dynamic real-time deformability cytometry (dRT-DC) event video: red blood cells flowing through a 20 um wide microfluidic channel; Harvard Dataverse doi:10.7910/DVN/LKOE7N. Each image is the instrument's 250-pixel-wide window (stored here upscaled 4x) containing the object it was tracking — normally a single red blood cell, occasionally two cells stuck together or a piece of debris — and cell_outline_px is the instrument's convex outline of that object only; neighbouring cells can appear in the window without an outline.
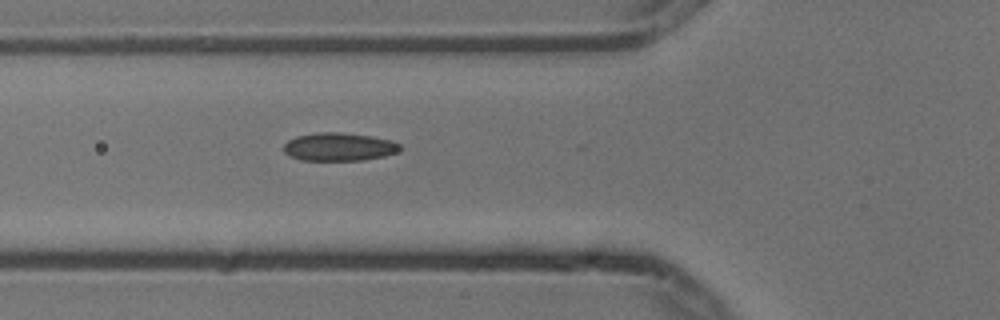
{"species": "common noctule bat (a hibernating species)", "species_latin": "Nyctalus noctula", "temperature_condition": "cold", "stored_images_in_passage": 4, "camera_frame_rate_fps": 3000, "um_per_image_px": 0.085, "animal": {"sex": "male", "body_mass_g": 13.3}, "frame": {"image": 1, "passage_image": 4, "time_ms": 1.0, "image_size_px": [1000, 320], "cell_outline_px": [[404, 148], [396, 152], [384, 156], [364, 160], [300, 160], [288, 156], [284, 152], [284, 144], [288, 140], [296, 136], [316, 132], [340, 132], [372, 136], [392, 140], [400, 144]], "centroid_in_image_um": [28.82, 12.47], "position_along_channel_um": 97.0, "area_um2": 19.31}}